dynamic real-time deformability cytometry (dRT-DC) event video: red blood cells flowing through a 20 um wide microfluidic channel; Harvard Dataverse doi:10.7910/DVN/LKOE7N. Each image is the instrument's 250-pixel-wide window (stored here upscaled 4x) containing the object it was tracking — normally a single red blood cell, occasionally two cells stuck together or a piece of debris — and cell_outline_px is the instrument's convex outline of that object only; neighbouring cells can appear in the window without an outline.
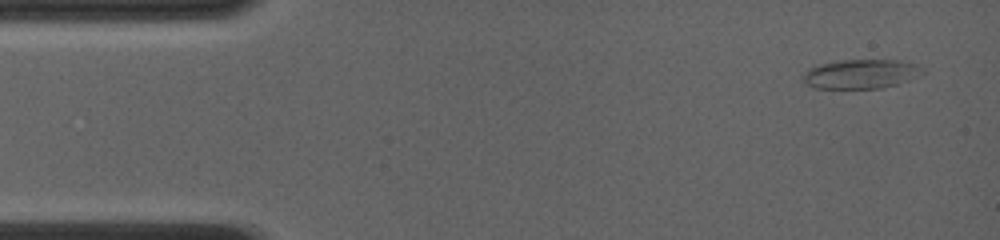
{"species": "common noctule bat (a hibernating species)", "species_latin": "Nyctalus noctula", "temperature_condition": "room temperature", "stored_images_in_passage": 8, "camera_frame_rate_fps": 4000, "um_per_image_px": 0.085, "animal": {"sex": "female", "body_mass_g": 19.0, "forearm_length_mm": 56.7}, "frame": {"image": 1, "passage_image": 1, "time_ms": 0.0, "image_size_px": [1000, 240], "cell_outline_px": [[924, 72], [896, 84], [880, 88], [812, 88], [804, 84], [804, 72], [808, 68], [820, 64], [844, 60], [900, 60], [916, 64], [924, 68]], "centroid_in_image_um": [73.13, 6.28], "position_along_channel_um": 11.9, "area_um2": 20.17}}
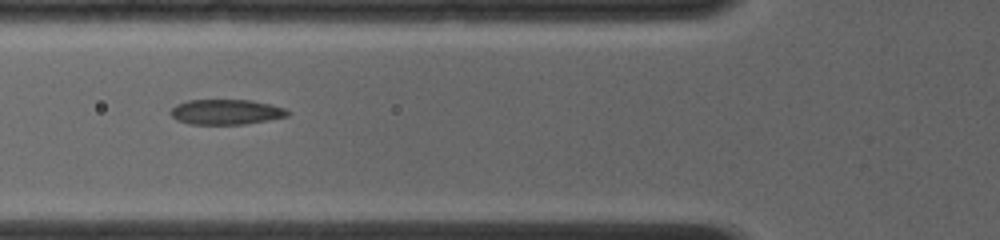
{"frame": {"image": 2, "passage_image": 7, "time_ms": 1.5, "image_size_px": [1000, 240], "cell_outline_px": [[292, 112], [288, 116], [268, 120], [244, 124], [188, 124], [176, 120], [168, 112], [176, 104], [188, 100], [252, 100], [272, 104], [284, 108]], "centroid_in_image_um": [19.22, 9.51], "position_along_channel_um": 106.6, "area_um2": 17.34}}
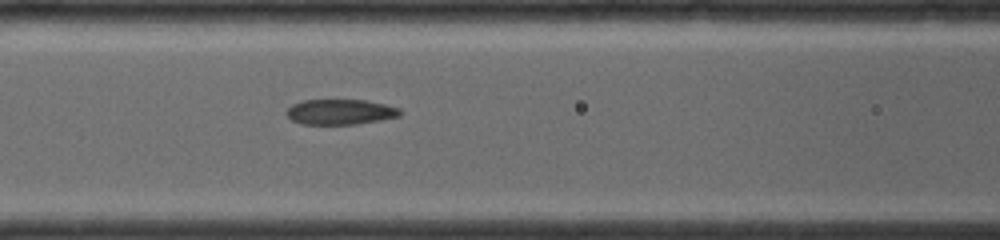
{"frame": {"image": 3, "passage_image": 8, "time_ms": 1.75, "image_size_px": [1000, 240], "cell_outline_px": [[404, 112], [400, 116], [380, 120], [356, 124], [300, 124], [292, 120], [284, 112], [292, 104], [300, 100], [364, 100], [384, 104], [400, 108]], "centroid_in_image_um": [28.92, 9.51], "position_along_channel_um": 137.7, "area_um2": 16.88}}